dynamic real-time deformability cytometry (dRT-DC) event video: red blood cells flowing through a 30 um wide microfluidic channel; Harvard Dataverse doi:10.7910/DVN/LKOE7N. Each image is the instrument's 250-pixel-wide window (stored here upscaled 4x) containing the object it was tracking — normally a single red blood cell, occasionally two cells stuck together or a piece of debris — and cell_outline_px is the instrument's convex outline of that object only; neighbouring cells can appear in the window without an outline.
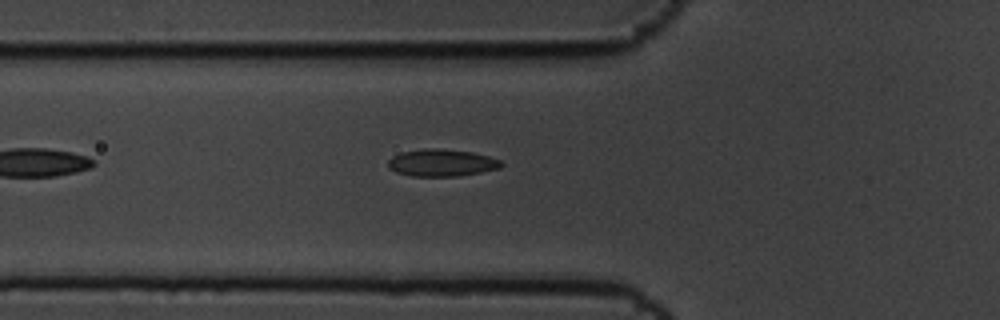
{"species": "common noctule bat (a hibernating species)", "species_latin": "Nyctalus noctula", "temperature_condition": "cold", "stored_images_in_passage": 5, "camera_frame_rate_fps": 3000, "um_per_image_px": 0.085, "animal": {"sex": "male", "body_mass_g": 19.5, "forearm_length_mm": 54.6}, "frame": {"image": 1, "passage_image": 5, "time_ms": 1.333, "image_size_px": [1000, 320], "cell_outline_px": [[504, 164], [500, 168], [460, 176], [412, 176], [396, 172], [388, 168], [388, 160], [392, 156], [400, 152], [424, 148], [440, 148], [472, 152], [488, 156], [500, 160]], "centroid_in_image_um": [37.52, 13.83], "position_along_channel_um": 88.3, "area_um2": 18.03}}